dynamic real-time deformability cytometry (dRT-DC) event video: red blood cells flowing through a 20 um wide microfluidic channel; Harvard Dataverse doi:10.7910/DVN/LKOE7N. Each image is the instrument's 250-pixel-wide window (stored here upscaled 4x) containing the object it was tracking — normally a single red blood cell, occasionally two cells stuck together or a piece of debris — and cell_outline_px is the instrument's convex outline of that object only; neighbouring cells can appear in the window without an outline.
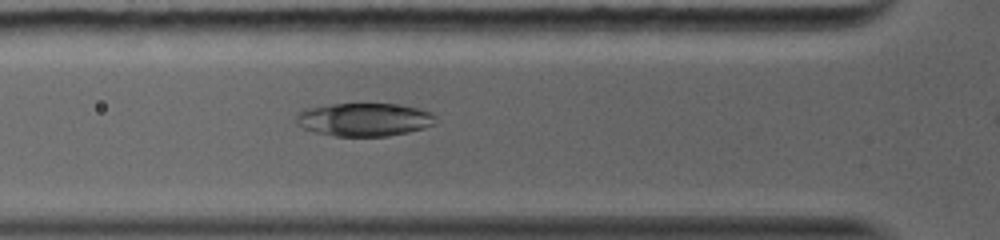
{"species": "common noctule bat (a hibernating species)", "species_latin": "Nyctalus noctula", "temperature_condition": "warm", "stored_images_in_passage": 6, "camera_frame_rate_fps": 5000, "um_per_image_px": 0.085, "animal": {"sex": "female", "body_mass_g": 19.0, "forearm_length_mm": 56.7}, "frame": {"image": 1, "passage_image": 5, "time_ms": 2.2, "image_size_px": [1000, 240], "cell_outline_px": [[436, 116], [432, 124], [424, 128], [408, 132], [388, 136], [336, 136], [316, 132], [304, 128], [296, 124], [296, 112], [304, 108], [332, 104], [392, 104], [416, 108], [432, 112]], "centroid_in_image_um": [30.91, 10.16], "position_along_channel_um": 94.9, "area_um2": 26.88}}